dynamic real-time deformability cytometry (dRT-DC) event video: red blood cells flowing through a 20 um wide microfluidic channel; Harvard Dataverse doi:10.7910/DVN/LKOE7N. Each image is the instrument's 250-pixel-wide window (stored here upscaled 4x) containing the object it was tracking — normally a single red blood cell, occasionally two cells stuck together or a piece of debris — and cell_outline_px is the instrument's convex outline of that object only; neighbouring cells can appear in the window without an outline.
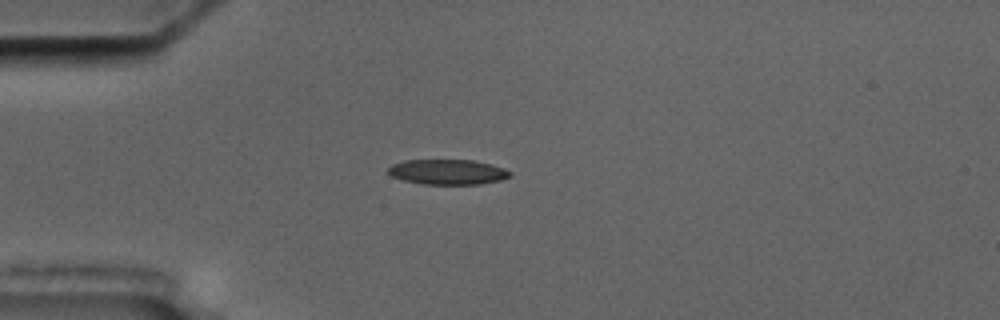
{"species": "common noctule bat (a hibernating species)", "species_latin": "Nyctalus noctula", "temperature_condition": "cold", "stored_images_in_passage": 8, "camera_frame_rate_fps": 3000, "um_per_image_px": 0.085, "animal": {"sex": "male", "body_mass_g": 17.5, "forearm_length_mm": 52.3}, "frame": {"image": 1, "passage_image": 3, "time_ms": 2.333, "image_size_px": [1000, 320], "cell_outline_px": [[512, 176], [500, 180], [480, 184], [424, 184], [404, 180], [392, 176], [388, 172], [388, 168], [392, 164], [404, 160], [472, 160], [492, 164], [504, 168], [512, 172]], "centroid_in_image_um": [38.08, 14.61], "position_along_channel_um": 46.9, "area_um2": 17.86}}
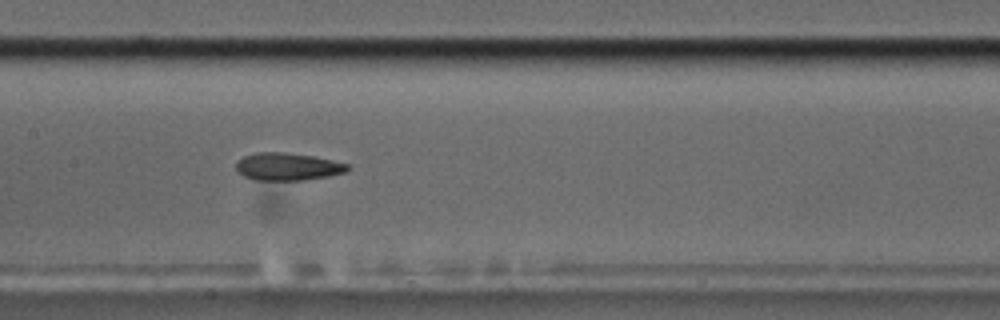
{"frame": {"image": 2, "passage_image": 7, "time_ms": 6.667, "image_size_px": [1000, 320], "cell_outline_px": [[352, 168], [348, 172], [328, 176], [304, 180], [256, 180], [244, 176], [236, 172], [236, 164], [244, 156], [256, 152], [284, 152], [312, 156], [332, 160], [348, 164]], "centroid_in_image_um": [24.47, 14.17], "position_along_channel_um": 182.9, "area_um2": 17.98}}
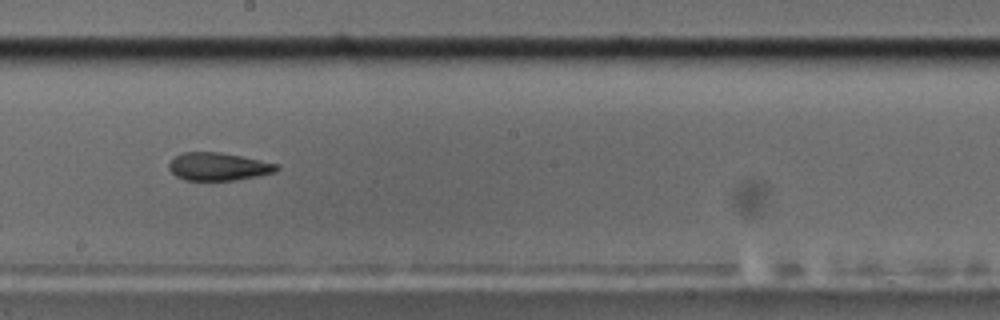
{"frame": {"image": 3, "passage_image": 8, "time_ms": 8.0, "image_size_px": [1000, 320], "cell_outline_px": [[280, 168], [276, 172], [236, 180], [184, 180], [176, 176], [168, 168], [168, 164], [176, 156], [184, 152], [220, 152], [280, 164]], "centroid_in_image_um": [18.58, 14.16], "position_along_channel_um": 229.6, "area_um2": 17.46}}